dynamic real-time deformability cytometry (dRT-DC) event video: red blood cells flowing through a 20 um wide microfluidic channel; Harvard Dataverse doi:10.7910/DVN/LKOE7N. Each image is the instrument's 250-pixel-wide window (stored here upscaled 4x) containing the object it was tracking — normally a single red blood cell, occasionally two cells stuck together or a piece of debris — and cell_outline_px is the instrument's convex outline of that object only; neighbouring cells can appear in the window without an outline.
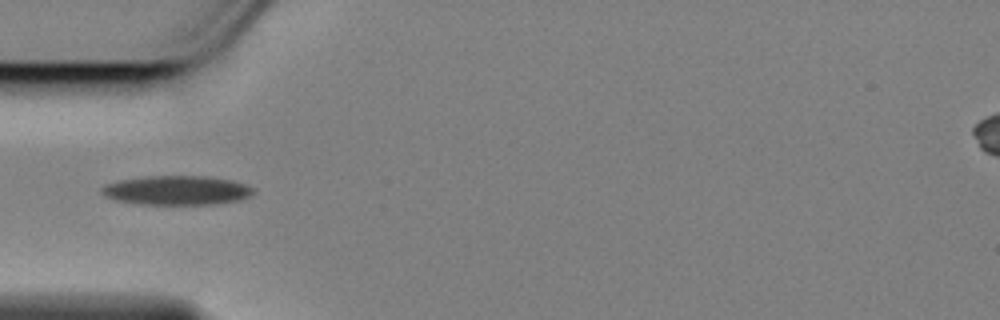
{"species": "Egyptian fruit bat (a non-hibernating species)", "species_latin": "Rousettus aegyptiacus", "temperature_condition": "cold", "stored_images_in_passage": 41, "camera_frame_rate_fps": 3000, "um_per_image_px": 0.085, "animal": {"sex": "female"}, "frame": {"image": 1, "passage_image": 1, "time_ms": 0.0, "image_size_px": [1000, 320], "cell_outline_px": [[252, 196], [240, 200], [216, 204], [140, 204], [116, 200], [104, 196], [100, 192], [100, 188], [104, 184], [120, 180], [148, 176], [204, 176], [232, 180], [244, 184], [252, 188]], "centroid_in_image_um": [14.99, 16.18], "position_along_channel_um": 70.0, "area_um2": 25.84}}
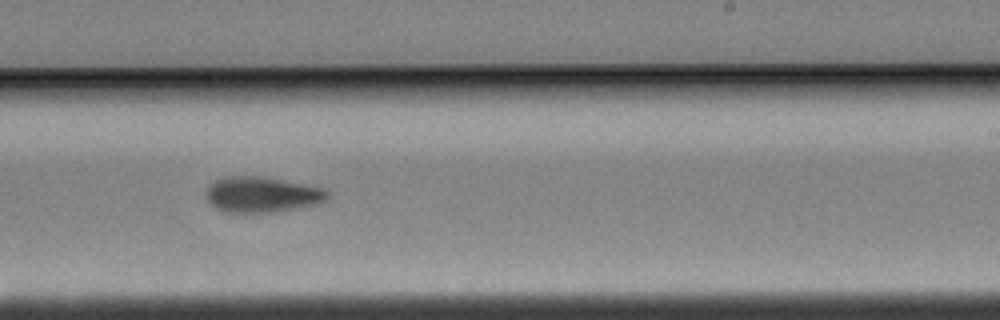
{"frame": {"image": 2, "passage_image": 18, "time_ms": 5.667, "image_size_px": [1000, 320], "cell_outline_px": [[328, 200], [316, 204], [300, 208], [272, 212], [224, 212], [216, 208], [208, 200], [208, 188], [216, 180], [228, 176], [260, 176], [324, 188], [328, 192]], "centroid_in_image_um": [22.31, 16.54], "position_along_channel_um": 266.7, "area_um2": 24.85}}
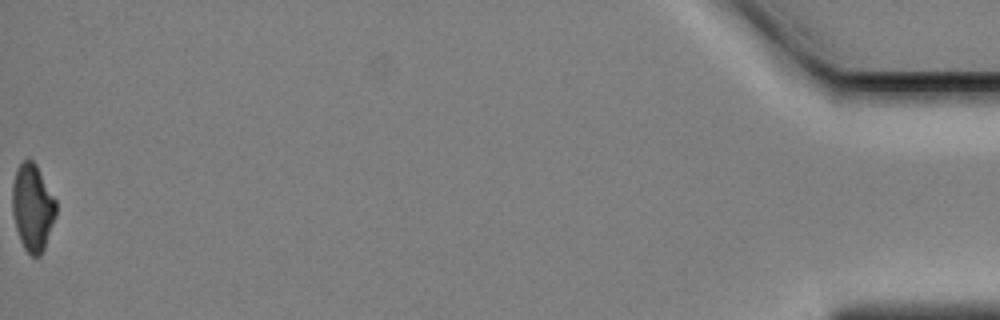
{"frame": {"image": 3, "passage_image": 41, "time_ms": 13.333, "image_size_px": [1000, 320], "cell_outline_px": [[56, 216], [44, 248], [40, 256], [32, 256], [24, 248], [20, 240], [16, 228], [12, 212], [12, 184], [16, 172], [20, 164], [24, 160], [32, 160], [36, 164], [56, 200]], "centroid_in_image_um": [2.77, 17.64], "position_along_channel_um": 432.4, "area_um2": 22.02}, "authors_computed_cell_mechanics": {"area_um2": 24.1604, "velocity_mm_per_s": 3.4582, "shape_relaxation_time_tau1_ms": 4.6238, "shape_relaxation_time_tau2_ms": null, "deformation_change_tau1": 0.1488, "deformation_change_tau2": null}}